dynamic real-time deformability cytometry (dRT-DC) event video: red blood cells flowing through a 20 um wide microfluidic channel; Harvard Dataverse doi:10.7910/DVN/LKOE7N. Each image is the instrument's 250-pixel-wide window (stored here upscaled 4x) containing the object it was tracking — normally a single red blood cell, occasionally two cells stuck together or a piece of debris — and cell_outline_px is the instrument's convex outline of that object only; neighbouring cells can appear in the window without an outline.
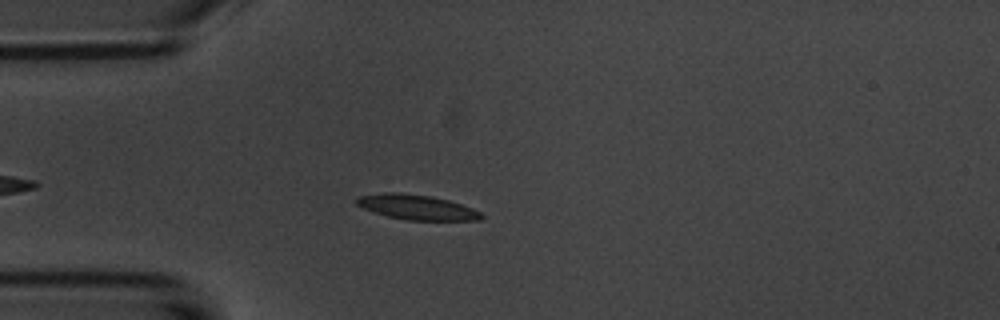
{"species": "common noctule bat (a hibernating species)", "species_latin": "Nyctalus noctula", "temperature_condition": "room temperature", "stored_images_in_passage": 5, "camera_frame_rate_fps": 3000, "um_per_image_px": 0.085, "animal": {"sex": "male", "body_mass_g": 20.1, "forearm_length_mm": 53.5}, "frame": {"image": 1, "passage_image": 4, "time_ms": 3.667, "image_size_px": [1000, 320], "cell_outline_px": [[484, 216], [480, 220], [404, 220], [372, 212], [356, 204], [356, 196], [380, 192], [400, 192], [432, 196], [448, 200], [472, 208], [480, 212]], "centroid_in_image_um": [35.38, 17.6], "position_along_channel_um": 49.6, "area_um2": 18.26}}